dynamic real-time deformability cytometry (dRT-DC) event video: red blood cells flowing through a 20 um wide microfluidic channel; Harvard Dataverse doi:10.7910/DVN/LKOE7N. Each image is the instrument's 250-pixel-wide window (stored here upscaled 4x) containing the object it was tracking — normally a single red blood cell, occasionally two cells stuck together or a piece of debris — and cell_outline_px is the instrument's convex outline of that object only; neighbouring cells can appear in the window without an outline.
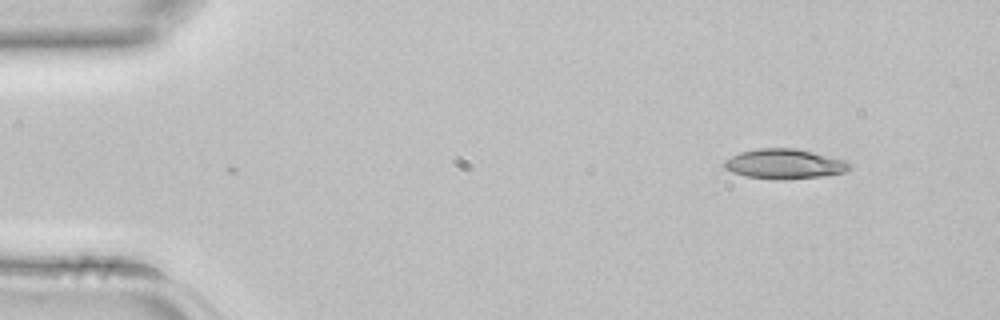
{"species": "common noctule bat (a hibernating species)", "species_latin": "Nyctalus noctula", "temperature_condition": "room temperature", "stored_images_in_passage": 2, "segment_of_instrument_passage": [2, 2], "camera_frame_rate_fps": 3000, "um_per_image_px": 0.085, "animal": {"sex": "female", "body_mass_g": 22.7, "forearm_length_mm": 54.2}, "frame": {"image": 1, "passage_image": 2, "time_ms": 0.333, "image_size_px": [1000, 320], "cell_outline_px": [[852, 168], [844, 172], [820, 176], [744, 176], [732, 172], [724, 168], [724, 160], [740, 152], [756, 148], [796, 148], [848, 160], [852, 164]], "centroid_in_image_um": [66.71, 13.86], "position_along_channel_um": 18.3, "area_um2": 20.87}}